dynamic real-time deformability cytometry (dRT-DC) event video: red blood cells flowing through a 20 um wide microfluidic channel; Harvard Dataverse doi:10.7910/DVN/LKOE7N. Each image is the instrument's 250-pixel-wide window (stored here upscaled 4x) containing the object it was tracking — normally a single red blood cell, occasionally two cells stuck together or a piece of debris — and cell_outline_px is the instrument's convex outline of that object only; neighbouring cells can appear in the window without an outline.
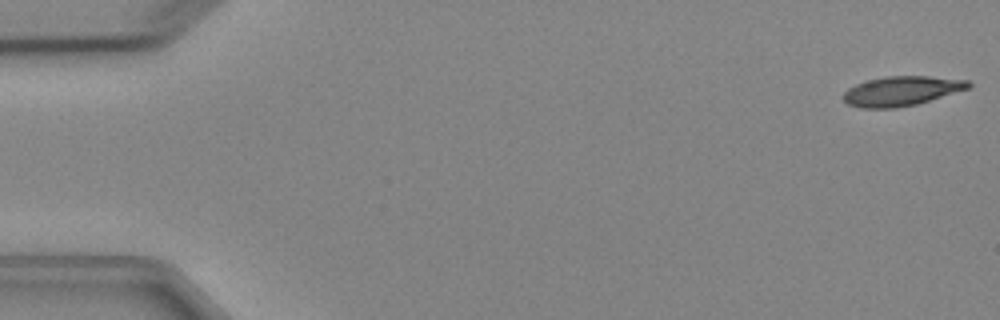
{"species": "Egyptian fruit bat (a non-hibernating species)", "species_latin": "Rousettus aegyptiacus", "temperature_condition": "cold", "stored_images_in_passage": 5, "camera_frame_rate_fps": 3000, "um_per_image_px": 0.085, "animal": {"sex": "female"}, "frame": {"image": 1, "passage_image": 1, "time_ms": 0.0, "image_size_px": [1000, 320], "cell_outline_px": [[972, 84], [968, 88], [916, 104], [896, 108], [860, 108], [848, 104], [844, 100], [844, 92], [848, 88], [856, 84], [868, 80], [884, 76], [928, 76], [968, 80]], "centroid_in_image_um": [76.6, 7.73], "position_along_channel_um": 8.4, "area_um2": 21.33}}
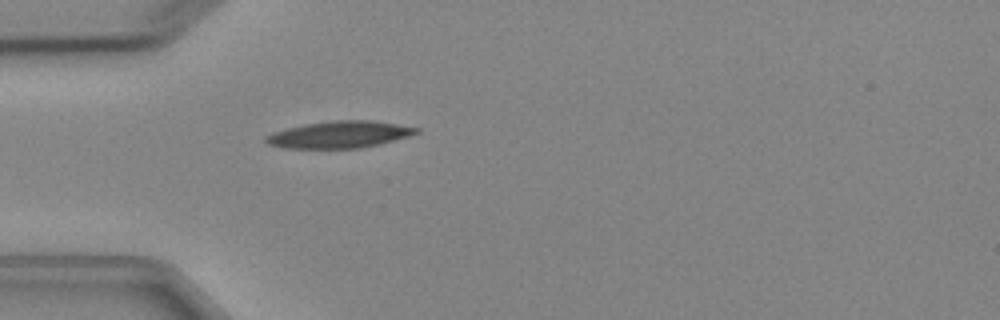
{"frame": {"image": 2, "passage_image": 5, "time_ms": 4.667, "image_size_px": [1000, 320], "cell_outline_px": [[420, 132], [408, 136], [380, 144], [360, 148], [284, 148], [268, 144], [264, 140], [264, 136], [272, 132], [304, 124], [332, 120], [372, 120], [420, 128]], "centroid_in_image_um": [28.84, 11.43], "position_along_channel_um": 56.2, "area_um2": 23.58}}